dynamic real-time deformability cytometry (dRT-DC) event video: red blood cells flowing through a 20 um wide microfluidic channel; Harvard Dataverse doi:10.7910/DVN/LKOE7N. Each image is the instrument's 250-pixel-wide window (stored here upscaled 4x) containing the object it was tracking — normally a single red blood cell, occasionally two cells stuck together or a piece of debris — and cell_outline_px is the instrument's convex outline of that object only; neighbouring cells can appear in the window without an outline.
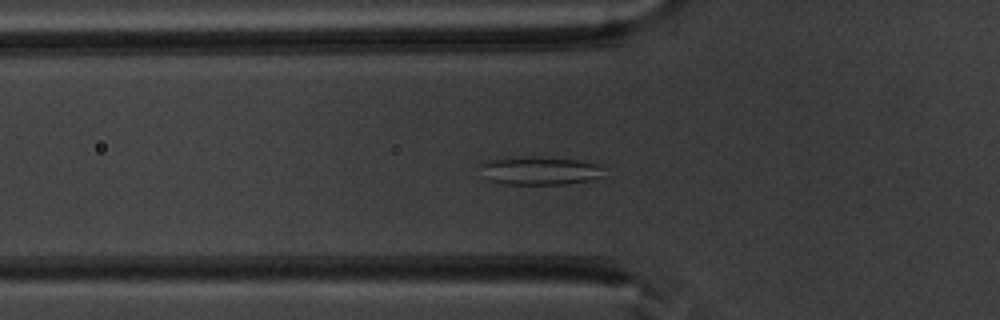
{"species": "common noctule bat (a hibernating species)", "species_latin": "Nyctalus noctula", "temperature_condition": "warm", "stored_images_in_passage": 51, "camera_frame_rate_fps": 3000, "um_per_image_px": 0.085, "animal": {"sex": "male", "body_mass_g": 20.1, "forearm_length_mm": 53.5}, "frame": {"image": 1, "passage_image": 18, "time_ms": 5.667, "image_size_px": [1000, 320], "cell_outline_px": [[604, 176], [588, 180], [564, 184], [508, 184], [488, 180], [480, 164], [488, 160], [532, 156], [540, 156], [576, 160], [596, 164], [600, 168]], "centroid_in_image_um": [45.87, 14.5], "position_along_channel_um": 79.9, "area_um2": 19.94}}
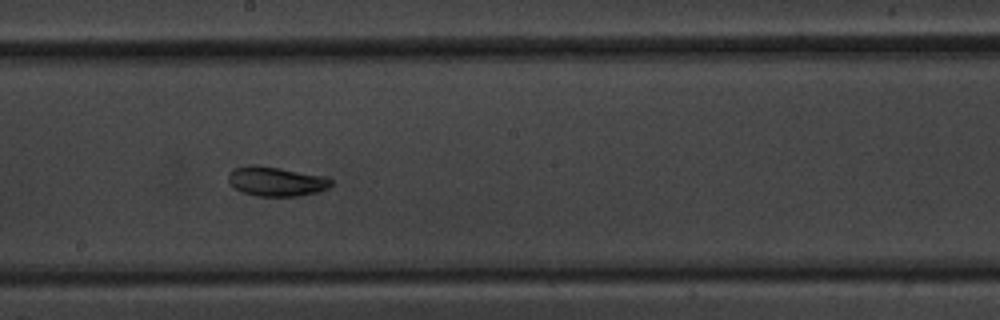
{"frame": {"image": 2, "passage_image": 29, "time_ms": 9.333, "image_size_px": [1000, 320], "cell_outline_px": [[332, 184], [328, 188], [316, 192], [300, 196], [256, 196], [244, 192], [236, 188], [228, 180], [228, 172], [232, 168], [244, 164], [256, 164], [328, 176], [332, 180]], "centroid_in_image_um": [23.47, 15.39], "position_along_channel_um": 224.7, "area_um2": 17.92}}
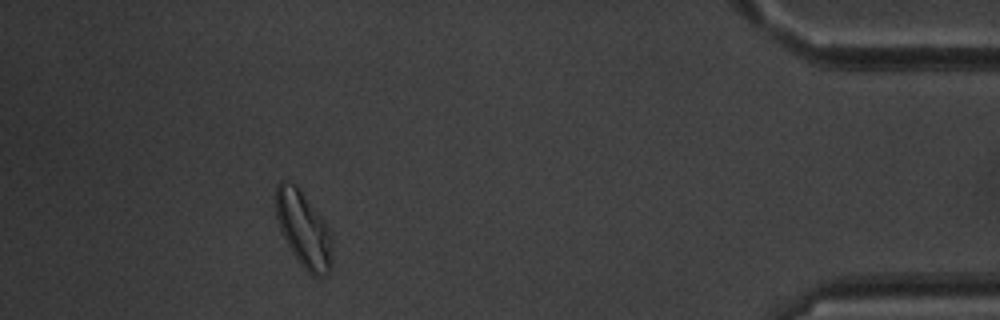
{"frame": {"image": 3, "passage_image": 47, "time_ms": 15.333, "image_size_px": [1000, 320], "cell_outline_px": [[332, 268], [328, 276], [312, 276], [300, 264], [292, 252], [280, 228], [276, 216], [276, 184], [280, 180], [284, 180], [296, 184], [300, 188], [324, 220], [332, 236]], "centroid_in_image_um": [25.83, 19.5], "position_along_channel_um": 409.4, "area_um2": 25.14}, "authors_computed_cell_mechanics": {"area_um2": 21.5594, "velocity_mm_per_s": 3.9343, "shape_relaxation_time_tau1_ms": 6.2345, "shape_relaxation_time_tau2_ms": 2.3282, "deformation_change_tau1": 0.1332, "deformation_change_tau2": 0.066}}